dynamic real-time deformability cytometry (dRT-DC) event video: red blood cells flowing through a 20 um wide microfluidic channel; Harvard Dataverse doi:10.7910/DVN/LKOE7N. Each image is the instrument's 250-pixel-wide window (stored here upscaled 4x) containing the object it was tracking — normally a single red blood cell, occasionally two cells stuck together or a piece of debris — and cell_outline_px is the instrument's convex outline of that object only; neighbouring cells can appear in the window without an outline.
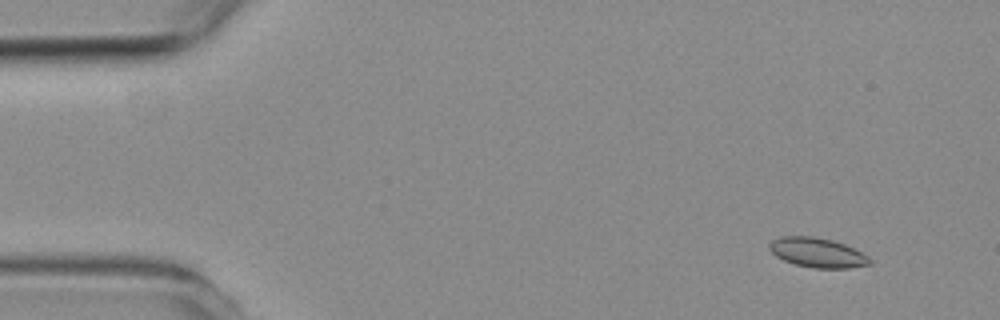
{"species": "common noctule bat (a hibernating species)", "species_latin": "Nyctalus noctula", "temperature_condition": "room temperature", "stored_images_in_passage": 5, "camera_frame_rate_fps": 3000, "um_per_image_px": 0.085, "animal": {"sex": "female", "body_mass_g": 19.3, "forearm_length_mm": 54.1}, "frame": {"image": 1, "passage_image": 2, "time_ms": 1.333, "image_size_px": [1000, 320], "cell_outline_px": [[872, 264], [848, 268], [812, 268], [796, 264], [784, 260], [776, 256], [768, 248], [768, 244], [772, 240], [780, 236], [812, 236], [832, 240], [844, 244], [868, 256], [872, 260]], "centroid_in_image_um": [69.47, 21.47], "position_along_channel_um": 15.5, "area_um2": 17.28}}
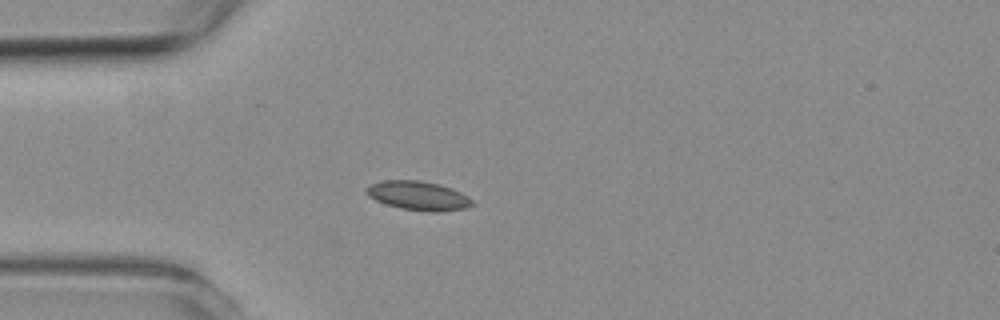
{"frame": {"image": 2, "passage_image": 5, "time_ms": 4.667, "image_size_px": [1000, 320], "cell_outline_px": [[476, 204], [468, 208], [440, 212], [432, 212], [400, 208], [384, 204], [368, 196], [368, 188], [372, 184], [384, 180], [420, 180], [440, 184], [452, 188], [468, 196]], "centroid_in_image_um": [35.63, 16.64], "position_along_channel_um": 49.4, "area_um2": 17.98}}